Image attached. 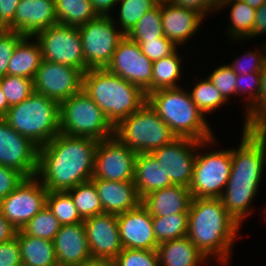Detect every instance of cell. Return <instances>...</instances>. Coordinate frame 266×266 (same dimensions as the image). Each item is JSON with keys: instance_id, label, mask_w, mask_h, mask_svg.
Masks as SVG:
<instances>
[{"instance_id": "6da1fadb", "label": "cell", "mask_w": 266, "mask_h": 266, "mask_svg": "<svg viewBox=\"0 0 266 266\" xmlns=\"http://www.w3.org/2000/svg\"><path fill=\"white\" fill-rule=\"evenodd\" d=\"M98 142L88 137L59 133L39 148L36 177L48 191H68L90 181Z\"/></svg>"}, {"instance_id": "7a4b0ae2", "label": "cell", "mask_w": 266, "mask_h": 266, "mask_svg": "<svg viewBox=\"0 0 266 266\" xmlns=\"http://www.w3.org/2000/svg\"><path fill=\"white\" fill-rule=\"evenodd\" d=\"M241 225L227 212L220 198H192L187 237L211 262L230 266Z\"/></svg>"}, {"instance_id": "3957f363", "label": "cell", "mask_w": 266, "mask_h": 266, "mask_svg": "<svg viewBox=\"0 0 266 266\" xmlns=\"http://www.w3.org/2000/svg\"><path fill=\"white\" fill-rule=\"evenodd\" d=\"M82 90L101 108L114 127L147 102V95L140 87L106 68L85 72Z\"/></svg>"}, {"instance_id": "277c9868", "label": "cell", "mask_w": 266, "mask_h": 266, "mask_svg": "<svg viewBox=\"0 0 266 266\" xmlns=\"http://www.w3.org/2000/svg\"><path fill=\"white\" fill-rule=\"evenodd\" d=\"M147 102L177 137L199 142L215 137L207 117L197 108L184 86L151 92L147 94Z\"/></svg>"}, {"instance_id": "5b68a950", "label": "cell", "mask_w": 266, "mask_h": 266, "mask_svg": "<svg viewBox=\"0 0 266 266\" xmlns=\"http://www.w3.org/2000/svg\"><path fill=\"white\" fill-rule=\"evenodd\" d=\"M3 120L40 148L60 133L59 103L34 92L10 107Z\"/></svg>"}, {"instance_id": "8992f818", "label": "cell", "mask_w": 266, "mask_h": 266, "mask_svg": "<svg viewBox=\"0 0 266 266\" xmlns=\"http://www.w3.org/2000/svg\"><path fill=\"white\" fill-rule=\"evenodd\" d=\"M114 136L136 153H152L177 138L148 102L121 120Z\"/></svg>"}, {"instance_id": "52a82bcc", "label": "cell", "mask_w": 266, "mask_h": 266, "mask_svg": "<svg viewBox=\"0 0 266 266\" xmlns=\"http://www.w3.org/2000/svg\"><path fill=\"white\" fill-rule=\"evenodd\" d=\"M217 139L215 136L197 145L193 178L189 186L192 198H220L225 191L232 166L231 148L213 150L212 147L219 143Z\"/></svg>"}, {"instance_id": "ba28073f", "label": "cell", "mask_w": 266, "mask_h": 266, "mask_svg": "<svg viewBox=\"0 0 266 266\" xmlns=\"http://www.w3.org/2000/svg\"><path fill=\"white\" fill-rule=\"evenodd\" d=\"M59 111L60 133L97 141L114 136V126L83 90L62 101Z\"/></svg>"}, {"instance_id": "9c48e42d", "label": "cell", "mask_w": 266, "mask_h": 266, "mask_svg": "<svg viewBox=\"0 0 266 266\" xmlns=\"http://www.w3.org/2000/svg\"><path fill=\"white\" fill-rule=\"evenodd\" d=\"M85 65L88 69L106 68L125 34L112 16H99L78 27Z\"/></svg>"}, {"instance_id": "30bf717a", "label": "cell", "mask_w": 266, "mask_h": 266, "mask_svg": "<svg viewBox=\"0 0 266 266\" xmlns=\"http://www.w3.org/2000/svg\"><path fill=\"white\" fill-rule=\"evenodd\" d=\"M41 47L42 59L75 67L83 74L85 65L82 41L77 26L55 24L35 36Z\"/></svg>"}, {"instance_id": "8fae6325", "label": "cell", "mask_w": 266, "mask_h": 266, "mask_svg": "<svg viewBox=\"0 0 266 266\" xmlns=\"http://www.w3.org/2000/svg\"><path fill=\"white\" fill-rule=\"evenodd\" d=\"M239 146L231 148L232 166L228 180L262 181L266 171V128L241 131Z\"/></svg>"}, {"instance_id": "7c38bea8", "label": "cell", "mask_w": 266, "mask_h": 266, "mask_svg": "<svg viewBox=\"0 0 266 266\" xmlns=\"http://www.w3.org/2000/svg\"><path fill=\"white\" fill-rule=\"evenodd\" d=\"M48 190L35 176L25 178L8 196L0 201V210L18 231L46 206Z\"/></svg>"}, {"instance_id": "4fadbf2b", "label": "cell", "mask_w": 266, "mask_h": 266, "mask_svg": "<svg viewBox=\"0 0 266 266\" xmlns=\"http://www.w3.org/2000/svg\"><path fill=\"white\" fill-rule=\"evenodd\" d=\"M137 153L115 136L98 142L92 178L124 182L134 181Z\"/></svg>"}, {"instance_id": "5bb4252c", "label": "cell", "mask_w": 266, "mask_h": 266, "mask_svg": "<svg viewBox=\"0 0 266 266\" xmlns=\"http://www.w3.org/2000/svg\"><path fill=\"white\" fill-rule=\"evenodd\" d=\"M33 84L35 92L60 104L82 90L83 73L75 67L42 59Z\"/></svg>"}, {"instance_id": "9a60e30c", "label": "cell", "mask_w": 266, "mask_h": 266, "mask_svg": "<svg viewBox=\"0 0 266 266\" xmlns=\"http://www.w3.org/2000/svg\"><path fill=\"white\" fill-rule=\"evenodd\" d=\"M198 143L199 141L191 138L177 137L171 143L152 152L172 184L189 188Z\"/></svg>"}, {"instance_id": "2e32d148", "label": "cell", "mask_w": 266, "mask_h": 266, "mask_svg": "<svg viewBox=\"0 0 266 266\" xmlns=\"http://www.w3.org/2000/svg\"><path fill=\"white\" fill-rule=\"evenodd\" d=\"M38 158L39 147L0 118V165L32 178L38 172Z\"/></svg>"}, {"instance_id": "e0dca14e", "label": "cell", "mask_w": 266, "mask_h": 266, "mask_svg": "<svg viewBox=\"0 0 266 266\" xmlns=\"http://www.w3.org/2000/svg\"><path fill=\"white\" fill-rule=\"evenodd\" d=\"M106 69L143 91L151 85L153 62L142 53L140 45L126 35L119 42Z\"/></svg>"}, {"instance_id": "ac0fdd59", "label": "cell", "mask_w": 266, "mask_h": 266, "mask_svg": "<svg viewBox=\"0 0 266 266\" xmlns=\"http://www.w3.org/2000/svg\"><path fill=\"white\" fill-rule=\"evenodd\" d=\"M89 251L94 259H115L123 250L117 215L102 213L84 219Z\"/></svg>"}, {"instance_id": "d6986e66", "label": "cell", "mask_w": 266, "mask_h": 266, "mask_svg": "<svg viewBox=\"0 0 266 266\" xmlns=\"http://www.w3.org/2000/svg\"><path fill=\"white\" fill-rule=\"evenodd\" d=\"M120 240L123 248L156 250L152 216L140 203L135 209L117 215Z\"/></svg>"}, {"instance_id": "ffe728a7", "label": "cell", "mask_w": 266, "mask_h": 266, "mask_svg": "<svg viewBox=\"0 0 266 266\" xmlns=\"http://www.w3.org/2000/svg\"><path fill=\"white\" fill-rule=\"evenodd\" d=\"M161 17L164 36L178 47L186 46L207 20L200 13L176 6L168 0H161Z\"/></svg>"}, {"instance_id": "44dd1931", "label": "cell", "mask_w": 266, "mask_h": 266, "mask_svg": "<svg viewBox=\"0 0 266 266\" xmlns=\"http://www.w3.org/2000/svg\"><path fill=\"white\" fill-rule=\"evenodd\" d=\"M53 245L58 266H82L92 259L83 222L61 225Z\"/></svg>"}, {"instance_id": "7402d4cb", "label": "cell", "mask_w": 266, "mask_h": 266, "mask_svg": "<svg viewBox=\"0 0 266 266\" xmlns=\"http://www.w3.org/2000/svg\"><path fill=\"white\" fill-rule=\"evenodd\" d=\"M55 0H20L13 21V31L34 37L55 25Z\"/></svg>"}, {"instance_id": "603a6c76", "label": "cell", "mask_w": 266, "mask_h": 266, "mask_svg": "<svg viewBox=\"0 0 266 266\" xmlns=\"http://www.w3.org/2000/svg\"><path fill=\"white\" fill-rule=\"evenodd\" d=\"M103 212L119 215L135 209L141 199L138 196L134 181H110L92 178Z\"/></svg>"}, {"instance_id": "cb8c5ba5", "label": "cell", "mask_w": 266, "mask_h": 266, "mask_svg": "<svg viewBox=\"0 0 266 266\" xmlns=\"http://www.w3.org/2000/svg\"><path fill=\"white\" fill-rule=\"evenodd\" d=\"M191 200L188 187L173 184L149 193L141 199V204L152 217H167L176 213H188Z\"/></svg>"}, {"instance_id": "d4e9b609", "label": "cell", "mask_w": 266, "mask_h": 266, "mask_svg": "<svg viewBox=\"0 0 266 266\" xmlns=\"http://www.w3.org/2000/svg\"><path fill=\"white\" fill-rule=\"evenodd\" d=\"M261 182L228 180L225 191L220 197L228 214L241 226L245 218L254 212L251 203L259 192Z\"/></svg>"}, {"instance_id": "484cf974", "label": "cell", "mask_w": 266, "mask_h": 266, "mask_svg": "<svg viewBox=\"0 0 266 266\" xmlns=\"http://www.w3.org/2000/svg\"><path fill=\"white\" fill-rule=\"evenodd\" d=\"M156 252L159 266H206L210 263L187 236L160 243Z\"/></svg>"}, {"instance_id": "4316f807", "label": "cell", "mask_w": 266, "mask_h": 266, "mask_svg": "<svg viewBox=\"0 0 266 266\" xmlns=\"http://www.w3.org/2000/svg\"><path fill=\"white\" fill-rule=\"evenodd\" d=\"M134 184L140 199L155 190L173 185L152 153H137Z\"/></svg>"}, {"instance_id": "83f0119b", "label": "cell", "mask_w": 266, "mask_h": 266, "mask_svg": "<svg viewBox=\"0 0 266 266\" xmlns=\"http://www.w3.org/2000/svg\"><path fill=\"white\" fill-rule=\"evenodd\" d=\"M225 8H230L229 20H227L229 24H227V30H225L226 38L229 37V41L233 40L234 43L239 41L243 43L242 41L245 42L247 39L248 41L252 40L256 9L241 0L227 1L218 7V11Z\"/></svg>"}, {"instance_id": "f1b7e54d", "label": "cell", "mask_w": 266, "mask_h": 266, "mask_svg": "<svg viewBox=\"0 0 266 266\" xmlns=\"http://www.w3.org/2000/svg\"><path fill=\"white\" fill-rule=\"evenodd\" d=\"M42 61L39 42L32 36H25L16 46L9 65L7 75L22 76L34 79Z\"/></svg>"}, {"instance_id": "f546056e", "label": "cell", "mask_w": 266, "mask_h": 266, "mask_svg": "<svg viewBox=\"0 0 266 266\" xmlns=\"http://www.w3.org/2000/svg\"><path fill=\"white\" fill-rule=\"evenodd\" d=\"M22 264L27 266H58L53 241L16 232Z\"/></svg>"}, {"instance_id": "4dcf8cb0", "label": "cell", "mask_w": 266, "mask_h": 266, "mask_svg": "<svg viewBox=\"0 0 266 266\" xmlns=\"http://www.w3.org/2000/svg\"><path fill=\"white\" fill-rule=\"evenodd\" d=\"M182 53L176 50L173 54L153 61L151 85L144 91L145 94L160 90L181 87L178 84L183 76ZM182 64V65H181Z\"/></svg>"}, {"instance_id": "1f68e13d", "label": "cell", "mask_w": 266, "mask_h": 266, "mask_svg": "<svg viewBox=\"0 0 266 266\" xmlns=\"http://www.w3.org/2000/svg\"><path fill=\"white\" fill-rule=\"evenodd\" d=\"M59 24L81 26L99 17L90 0H55Z\"/></svg>"}, {"instance_id": "d6a6232c", "label": "cell", "mask_w": 266, "mask_h": 266, "mask_svg": "<svg viewBox=\"0 0 266 266\" xmlns=\"http://www.w3.org/2000/svg\"><path fill=\"white\" fill-rule=\"evenodd\" d=\"M193 84L192 90L189 89V92L193 102L205 117L209 116L206 114L214 113L229 103L208 77H203Z\"/></svg>"}, {"instance_id": "836d02e7", "label": "cell", "mask_w": 266, "mask_h": 266, "mask_svg": "<svg viewBox=\"0 0 266 266\" xmlns=\"http://www.w3.org/2000/svg\"><path fill=\"white\" fill-rule=\"evenodd\" d=\"M160 0H119L117 18L112 16L114 23L127 35L143 15L154 8ZM115 16V17H114ZM117 19V20H116Z\"/></svg>"}, {"instance_id": "e575fe53", "label": "cell", "mask_w": 266, "mask_h": 266, "mask_svg": "<svg viewBox=\"0 0 266 266\" xmlns=\"http://www.w3.org/2000/svg\"><path fill=\"white\" fill-rule=\"evenodd\" d=\"M155 239L158 244L187 236L188 213H176L167 217H152Z\"/></svg>"}, {"instance_id": "d590c367", "label": "cell", "mask_w": 266, "mask_h": 266, "mask_svg": "<svg viewBox=\"0 0 266 266\" xmlns=\"http://www.w3.org/2000/svg\"><path fill=\"white\" fill-rule=\"evenodd\" d=\"M46 205L61 225H74L84 221L68 191H48Z\"/></svg>"}, {"instance_id": "8d00e7d4", "label": "cell", "mask_w": 266, "mask_h": 266, "mask_svg": "<svg viewBox=\"0 0 266 266\" xmlns=\"http://www.w3.org/2000/svg\"><path fill=\"white\" fill-rule=\"evenodd\" d=\"M68 192L83 219L104 213L95 185L91 180L78 184Z\"/></svg>"}, {"instance_id": "74e56055", "label": "cell", "mask_w": 266, "mask_h": 266, "mask_svg": "<svg viewBox=\"0 0 266 266\" xmlns=\"http://www.w3.org/2000/svg\"><path fill=\"white\" fill-rule=\"evenodd\" d=\"M126 36L133 41H147L164 36L161 17V0L154 8L143 15Z\"/></svg>"}, {"instance_id": "f35d334b", "label": "cell", "mask_w": 266, "mask_h": 266, "mask_svg": "<svg viewBox=\"0 0 266 266\" xmlns=\"http://www.w3.org/2000/svg\"><path fill=\"white\" fill-rule=\"evenodd\" d=\"M60 228V222L46 205L21 230L26 235L53 241Z\"/></svg>"}, {"instance_id": "ab89813d", "label": "cell", "mask_w": 266, "mask_h": 266, "mask_svg": "<svg viewBox=\"0 0 266 266\" xmlns=\"http://www.w3.org/2000/svg\"><path fill=\"white\" fill-rule=\"evenodd\" d=\"M0 86L9 107L21 103L35 92L33 79L22 76L6 75L1 77Z\"/></svg>"}, {"instance_id": "60d3db41", "label": "cell", "mask_w": 266, "mask_h": 266, "mask_svg": "<svg viewBox=\"0 0 266 266\" xmlns=\"http://www.w3.org/2000/svg\"><path fill=\"white\" fill-rule=\"evenodd\" d=\"M261 90L257 102L244 115L242 130L266 128V63L261 70Z\"/></svg>"}, {"instance_id": "b9f144b4", "label": "cell", "mask_w": 266, "mask_h": 266, "mask_svg": "<svg viewBox=\"0 0 266 266\" xmlns=\"http://www.w3.org/2000/svg\"><path fill=\"white\" fill-rule=\"evenodd\" d=\"M263 43L253 51L248 49L245 54L234 58L228 65L236 74L261 73L266 63V43Z\"/></svg>"}, {"instance_id": "7bdbcfd3", "label": "cell", "mask_w": 266, "mask_h": 266, "mask_svg": "<svg viewBox=\"0 0 266 266\" xmlns=\"http://www.w3.org/2000/svg\"><path fill=\"white\" fill-rule=\"evenodd\" d=\"M236 96L243 97L244 115L257 102L261 90V73L237 74ZM245 97V99H244ZM246 101V102H245Z\"/></svg>"}, {"instance_id": "ee69618b", "label": "cell", "mask_w": 266, "mask_h": 266, "mask_svg": "<svg viewBox=\"0 0 266 266\" xmlns=\"http://www.w3.org/2000/svg\"><path fill=\"white\" fill-rule=\"evenodd\" d=\"M236 76L228 63L217 66L207 75L228 102H231V97H236Z\"/></svg>"}, {"instance_id": "f6af8a7d", "label": "cell", "mask_w": 266, "mask_h": 266, "mask_svg": "<svg viewBox=\"0 0 266 266\" xmlns=\"http://www.w3.org/2000/svg\"><path fill=\"white\" fill-rule=\"evenodd\" d=\"M114 260L117 266H159L156 250L123 248Z\"/></svg>"}, {"instance_id": "bcb514c9", "label": "cell", "mask_w": 266, "mask_h": 266, "mask_svg": "<svg viewBox=\"0 0 266 266\" xmlns=\"http://www.w3.org/2000/svg\"><path fill=\"white\" fill-rule=\"evenodd\" d=\"M140 45L142 53L152 62L173 54L181 49L165 36L147 41H135Z\"/></svg>"}, {"instance_id": "7dc6e473", "label": "cell", "mask_w": 266, "mask_h": 266, "mask_svg": "<svg viewBox=\"0 0 266 266\" xmlns=\"http://www.w3.org/2000/svg\"><path fill=\"white\" fill-rule=\"evenodd\" d=\"M21 33L0 29V78L7 75V68L17 44L24 38Z\"/></svg>"}, {"instance_id": "c3c4849f", "label": "cell", "mask_w": 266, "mask_h": 266, "mask_svg": "<svg viewBox=\"0 0 266 266\" xmlns=\"http://www.w3.org/2000/svg\"><path fill=\"white\" fill-rule=\"evenodd\" d=\"M25 178L19 171L0 165V201L8 196Z\"/></svg>"}, {"instance_id": "681fc988", "label": "cell", "mask_w": 266, "mask_h": 266, "mask_svg": "<svg viewBox=\"0 0 266 266\" xmlns=\"http://www.w3.org/2000/svg\"><path fill=\"white\" fill-rule=\"evenodd\" d=\"M22 264L20 247L16 236L0 243V266H19Z\"/></svg>"}, {"instance_id": "f907efd6", "label": "cell", "mask_w": 266, "mask_h": 266, "mask_svg": "<svg viewBox=\"0 0 266 266\" xmlns=\"http://www.w3.org/2000/svg\"><path fill=\"white\" fill-rule=\"evenodd\" d=\"M172 4L200 13L205 19L210 13L218 12L216 0H168ZM217 11V12H216ZM207 16V17H206Z\"/></svg>"}, {"instance_id": "816d5d0a", "label": "cell", "mask_w": 266, "mask_h": 266, "mask_svg": "<svg viewBox=\"0 0 266 266\" xmlns=\"http://www.w3.org/2000/svg\"><path fill=\"white\" fill-rule=\"evenodd\" d=\"M20 0H0V29L13 30V21Z\"/></svg>"}, {"instance_id": "f5cc1de1", "label": "cell", "mask_w": 266, "mask_h": 266, "mask_svg": "<svg viewBox=\"0 0 266 266\" xmlns=\"http://www.w3.org/2000/svg\"><path fill=\"white\" fill-rule=\"evenodd\" d=\"M263 34H266V1L258 9H256L252 39L261 35L263 36Z\"/></svg>"}, {"instance_id": "db71d44e", "label": "cell", "mask_w": 266, "mask_h": 266, "mask_svg": "<svg viewBox=\"0 0 266 266\" xmlns=\"http://www.w3.org/2000/svg\"><path fill=\"white\" fill-rule=\"evenodd\" d=\"M119 0H90L99 16H112Z\"/></svg>"}, {"instance_id": "11a10c76", "label": "cell", "mask_w": 266, "mask_h": 266, "mask_svg": "<svg viewBox=\"0 0 266 266\" xmlns=\"http://www.w3.org/2000/svg\"><path fill=\"white\" fill-rule=\"evenodd\" d=\"M17 230L7 221L0 210V243L13 239Z\"/></svg>"}, {"instance_id": "9f6ffc18", "label": "cell", "mask_w": 266, "mask_h": 266, "mask_svg": "<svg viewBox=\"0 0 266 266\" xmlns=\"http://www.w3.org/2000/svg\"><path fill=\"white\" fill-rule=\"evenodd\" d=\"M82 266H117L113 259H90Z\"/></svg>"}, {"instance_id": "6f0895ef", "label": "cell", "mask_w": 266, "mask_h": 266, "mask_svg": "<svg viewBox=\"0 0 266 266\" xmlns=\"http://www.w3.org/2000/svg\"><path fill=\"white\" fill-rule=\"evenodd\" d=\"M9 105L6 100V96L2 91V88L0 86V118H3L6 113L8 112Z\"/></svg>"}, {"instance_id": "680465c9", "label": "cell", "mask_w": 266, "mask_h": 266, "mask_svg": "<svg viewBox=\"0 0 266 266\" xmlns=\"http://www.w3.org/2000/svg\"><path fill=\"white\" fill-rule=\"evenodd\" d=\"M244 3L250 5L254 9H258L266 0H241Z\"/></svg>"}, {"instance_id": "91938a15", "label": "cell", "mask_w": 266, "mask_h": 266, "mask_svg": "<svg viewBox=\"0 0 266 266\" xmlns=\"http://www.w3.org/2000/svg\"><path fill=\"white\" fill-rule=\"evenodd\" d=\"M227 1H230V0H216V5H217V7H219Z\"/></svg>"}]
</instances>
